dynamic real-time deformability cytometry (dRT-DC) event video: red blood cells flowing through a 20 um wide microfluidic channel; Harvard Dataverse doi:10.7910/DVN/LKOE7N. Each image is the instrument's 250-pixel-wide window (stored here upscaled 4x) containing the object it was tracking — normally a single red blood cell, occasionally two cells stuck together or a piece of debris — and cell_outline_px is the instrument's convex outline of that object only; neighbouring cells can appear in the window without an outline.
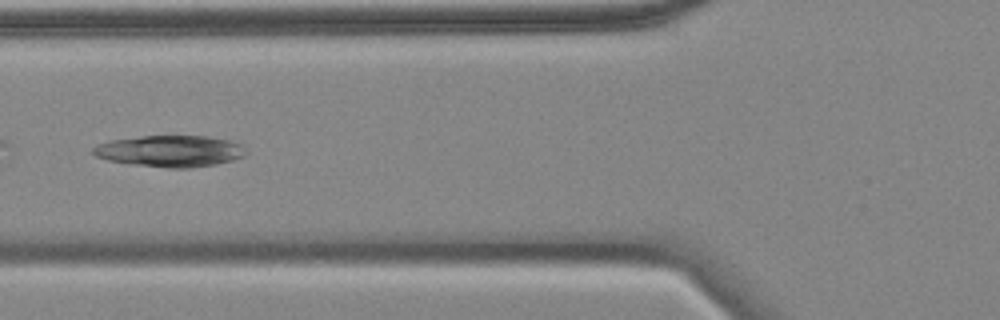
{"species": "common noctule bat (a hibernating species)", "species_latin": "Nyctalus noctula", "temperature_condition": "cold", "stored_images_in_passage": 32, "camera_frame_rate_fps": 3000, "um_per_image_px": 0.085, "animal": {"sex": "female", "body_mass_g": 18.4}, "frame": {"image": 1, "passage_image": 5, "time_ms": 1.333, "image_size_px": [1000, 320], "cell_outline_px": [[248, 152], [244, 156], [232, 160], [216, 164], [188, 168], [168, 168], [136, 164], [108, 160], [96, 156], [92, 152], [92, 148], [100, 144], [112, 140], [140, 136], [208, 136], [232, 140], [244, 144]], "centroid_in_image_um": [14.55, 12.83], "position_along_channel_um": 111.2, "area_um2": 28.03}}
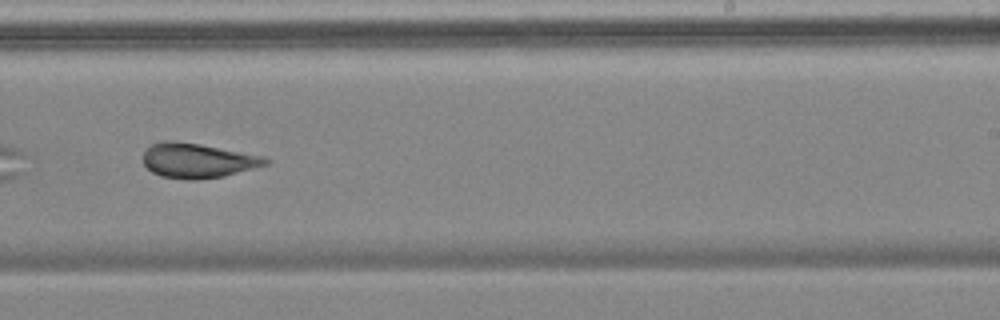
{"frame": {"image": 2, "passage_image": 19, "time_ms": 6.0, "image_size_px": [1000, 320], "cell_outline_px": [[272, 160], [268, 164], [224, 176], [196, 180], [188, 180], [160, 176], [152, 172], [144, 164], [144, 152], [152, 144], [160, 140], [172, 140], [200, 144], [264, 156]], "centroid_in_image_um": [16.8, 13.64], "position_along_channel_um": 272.2, "area_um2": 24.8}, "authors_computed_cell_mechanics": {"area_um2": 26.9059, "velocity_mm_per_s": 3.4733, "shape_relaxation_time_tau1_ms": 4.3906, "shape_relaxation_time_tau2_ms": 3.7463, "deformation_change_tau1": 0.1736, "deformation_change_tau2": 0.1616}}